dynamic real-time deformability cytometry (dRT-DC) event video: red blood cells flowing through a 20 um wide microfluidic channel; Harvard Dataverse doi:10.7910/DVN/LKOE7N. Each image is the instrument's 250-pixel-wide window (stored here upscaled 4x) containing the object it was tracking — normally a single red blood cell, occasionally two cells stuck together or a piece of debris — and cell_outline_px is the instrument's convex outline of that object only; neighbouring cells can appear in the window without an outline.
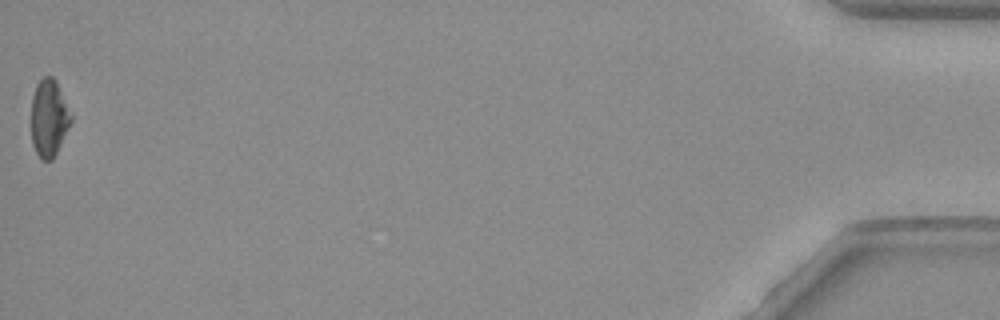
{"species": "common noctule bat (a hibernating species)", "species_latin": "Nyctalus noctula", "temperature_condition": "warm", "stored_images_in_passage": 44, "camera_frame_rate_fps": 3000, "um_per_image_px": 0.085, "animal": {"sex": "female", "body_mass_g": 19.3, "forearm_length_mm": 54.1}, "frame": {"image": 1, "passage_image": 43, "time_ms": 14.0, "image_size_px": [1000, 320], "cell_outline_px": [[72, 120], [52, 160], [40, 160], [32, 144], [32, 96], [36, 84], [44, 76], [52, 76], [56, 80], [72, 116]], "centroid_in_image_um": [4.15, 10.02], "position_along_channel_um": 431.1, "area_um2": 17.69}}